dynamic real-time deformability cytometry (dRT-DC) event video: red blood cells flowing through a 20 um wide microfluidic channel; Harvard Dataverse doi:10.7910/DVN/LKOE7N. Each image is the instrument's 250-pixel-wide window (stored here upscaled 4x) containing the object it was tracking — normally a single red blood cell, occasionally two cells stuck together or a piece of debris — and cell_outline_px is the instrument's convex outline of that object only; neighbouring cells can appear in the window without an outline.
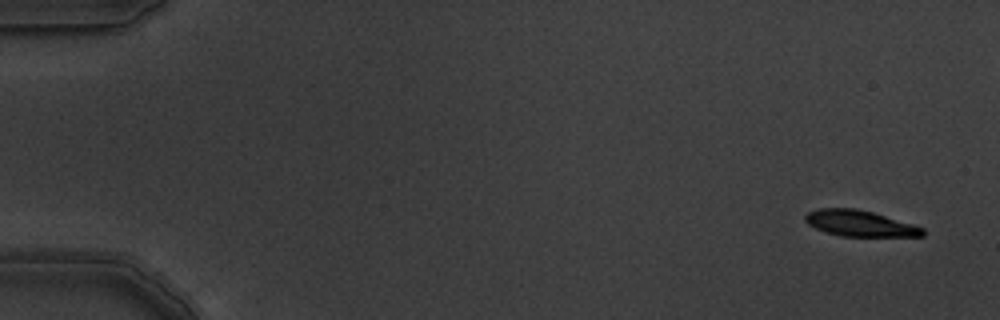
{"species": "common noctule bat (a hibernating species)", "species_latin": "Nyctalus noctula", "temperature_condition": "warm", "stored_images_in_passage": 8, "camera_frame_rate_fps": 3000, "um_per_image_px": 0.085, "animal": {"sex": "male", "body_mass_g": 19.5, "forearm_length_mm": 54.6}, "frame": {"image": 1, "passage_image": 1, "time_ms": 0.0, "image_size_px": [1000, 320], "cell_outline_px": [[924, 236], [840, 236], [824, 232], [808, 224], [804, 220], [804, 216], [808, 212], [820, 208], [856, 208], [872, 212], [912, 224], [924, 228]], "centroid_in_image_um": [73.05, 18.99], "position_along_channel_um": 12.0, "area_um2": 17.69}}
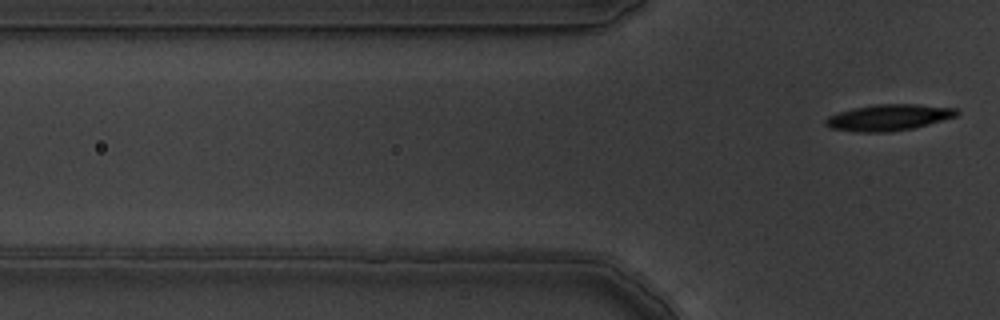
{"frame": {"image": 2, "passage_image": 8, "time_ms": 2.333, "image_size_px": [1000, 320], "cell_outline_px": [[960, 112], [956, 116], [928, 124], [912, 128], [888, 132], [856, 132], [832, 128], [824, 124], [824, 120], [828, 116], [852, 108], [876, 104], [916, 104], [956, 108]], "centroid_in_image_um": [75.52, 9.98], "position_along_channel_um": 50.3, "area_um2": 19.94}}